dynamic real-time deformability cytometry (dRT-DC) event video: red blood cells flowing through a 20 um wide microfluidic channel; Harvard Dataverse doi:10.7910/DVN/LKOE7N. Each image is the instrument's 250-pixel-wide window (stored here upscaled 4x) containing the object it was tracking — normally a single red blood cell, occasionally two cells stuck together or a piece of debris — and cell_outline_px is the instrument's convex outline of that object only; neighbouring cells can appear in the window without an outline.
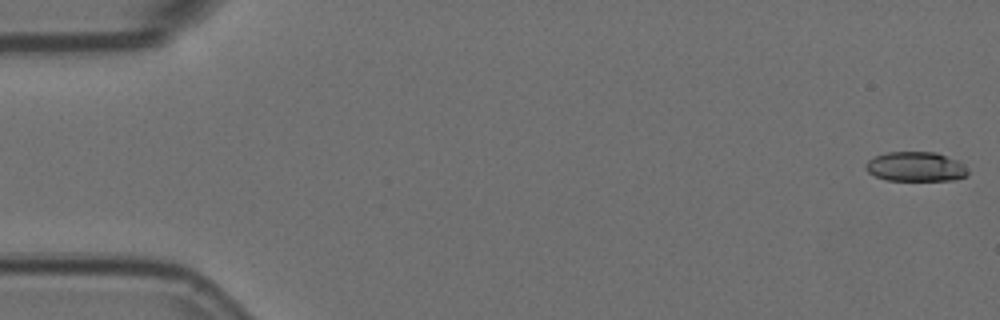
{"species": "Egyptian fruit bat (a non-hibernating species)", "species_latin": "Rousettus aegyptiacus", "temperature_condition": "room temperature", "stored_images_in_passage": 6, "camera_frame_rate_fps": 3000, "um_per_image_px": 0.085, "animal": {"sex": "female"}, "frame": {"image": 1, "passage_image": 1, "time_ms": 0.0, "image_size_px": [1000, 320], "cell_outline_px": [[968, 172], [964, 176], [952, 180], [888, 180], [876, 176], [868, 172], [864, 168], [864, 164], [868, 160], [876, 156], [888, 152], [936, 152], [956, 160], [964, 164], [968, 168]], "centroid_in_image_um": [77.82, 14.16], "position_along_channel_um": 7.2, "area_um2": 17.51}}
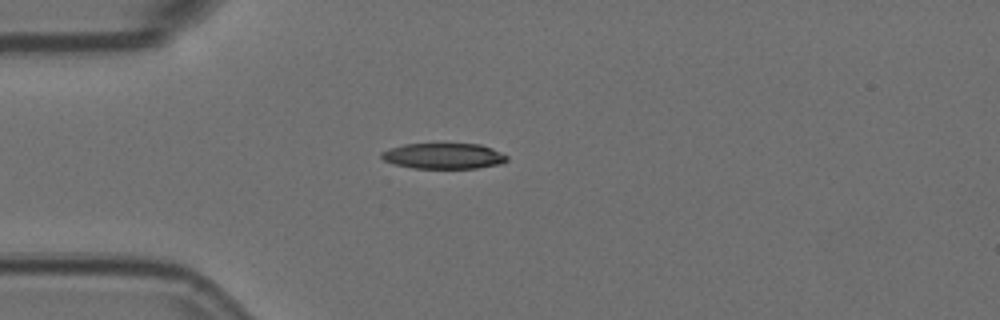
{"frame": {"image": 2, "passage_image": 5, "time_ms": 1.333, "image_size_px": [1000, 320], "cell_outline_px": [[508, 160], [500, 164], [476, 168], [412, 168], [396, 164], [384, 160], [380, 156], [380, 152], [388, 148], [404, 144], [480, 144], [492, 148], [508, 156]], "centroid_in_image_um": [37.7, 13.25], "position_along_channel_um": 47.3, "area_um2": 18.79}}